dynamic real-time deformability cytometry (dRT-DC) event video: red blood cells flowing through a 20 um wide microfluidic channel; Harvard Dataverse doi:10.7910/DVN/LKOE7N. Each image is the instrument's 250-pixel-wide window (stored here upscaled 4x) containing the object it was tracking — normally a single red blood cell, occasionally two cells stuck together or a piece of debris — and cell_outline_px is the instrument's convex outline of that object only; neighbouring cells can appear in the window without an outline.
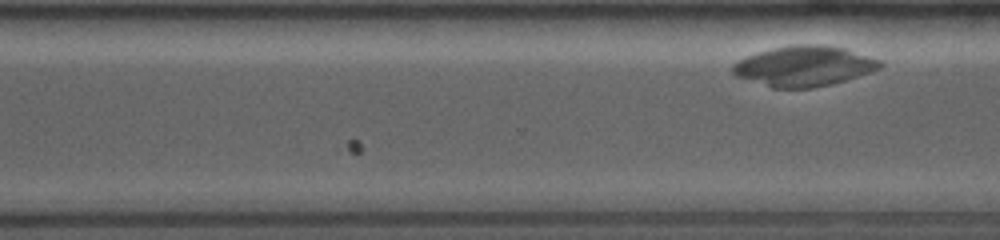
{"species": "common noctule bat (a hibernating species)", "species_latin": "Nyctalus noctula", "temperature_condition": "room temperature", "stored_images_in_passage": 37, "camera_frame_rate_fps": 4000, "um_per_image_px": 0.085, "animal": {"sex": "female", "body_mass_g": 19.0, "forearm_length_mm": 53.3}, "frame": {"image": 1, "passage_image": 37, "time_ms": 7.0, "image_size_px": [1000, 240], "cell_outline_px": [[884, 64], [880, 68], [872, 72], [832, 84], [812, 88], [772, 88], [736, 76], [732, 72], [732, 64], [748, 56], [772, 48], [796, 44], [828, 44], [848, 48], [880, 60]], "centroid_in_image_um": [68.39, 5.61], "position_along_channel_um": 302.2, "area_um2": 34.8}}